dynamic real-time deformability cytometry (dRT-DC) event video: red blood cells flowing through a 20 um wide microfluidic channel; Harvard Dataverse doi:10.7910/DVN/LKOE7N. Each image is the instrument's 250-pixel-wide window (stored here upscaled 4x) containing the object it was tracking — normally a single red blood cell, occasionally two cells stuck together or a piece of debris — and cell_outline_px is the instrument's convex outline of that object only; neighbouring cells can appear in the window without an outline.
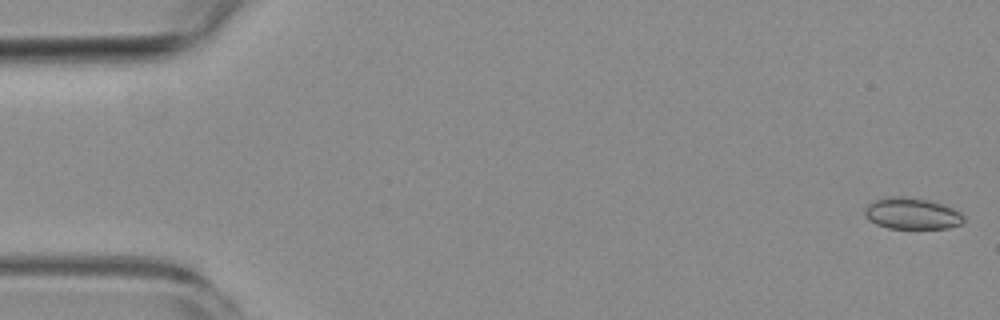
{"species": "common noctule bat (a hibernating species)", "species_latin": "Nyctalus noctula", "temperature_condition": "room temperature", "stored_images_in_passage": 5, "camera_frame_rate_fps": 3000, "um_per_image_px": 0.085, "animal": {"sex": "female", "body_mass_g": 19.3, "forearm_length_mm": 54.1}, "frame": {"image": 1, "passage_image": 1, "time_ms": 0.0, "image_size_px": [1000, 320], "cell_outline_px": [[964, 220], [960, 224], [948, 228], [888, 228], [876, 224], [868, 220], [864, 216], [864, 208], [868, 204], [876, 200], [888, 196], [904, 196], [932, 200], [944, 204], [960, 212], [964, 216]], "centroid_in_image_um": [77.5, 18.14], "position_along_channel_um": 7.5, "area_um2": 18.32}}
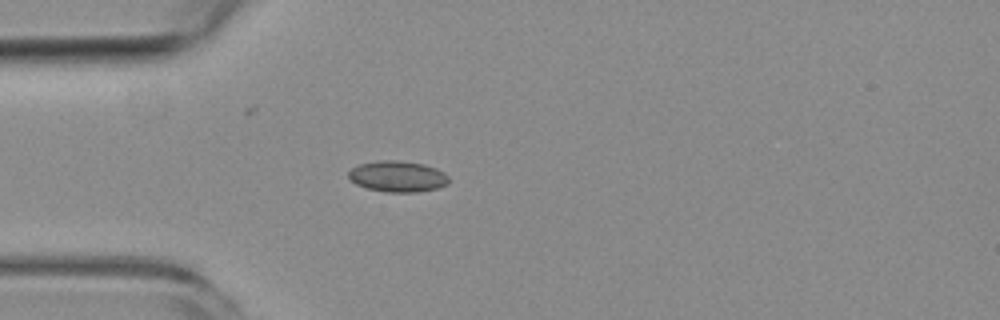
{"frame": {"image": 2, "passage_image": 5, "time_ms": 4.667, "image_size_px": [1000, 320], "cell_outline_px": [[448, 184], [436, 188], [416, 192], [388, 192], [368, 188], [356, 184], [348, 176], [348, 172], [352, 168], [360, 164], [380, 160], [400, 160], [424, 164], [436, 168], [444, 172], [448, 176]], "centroid_in_image_um": [33.81, 14.98], "position_along_channel_um": 51.2, "area_um2": 18.03}}